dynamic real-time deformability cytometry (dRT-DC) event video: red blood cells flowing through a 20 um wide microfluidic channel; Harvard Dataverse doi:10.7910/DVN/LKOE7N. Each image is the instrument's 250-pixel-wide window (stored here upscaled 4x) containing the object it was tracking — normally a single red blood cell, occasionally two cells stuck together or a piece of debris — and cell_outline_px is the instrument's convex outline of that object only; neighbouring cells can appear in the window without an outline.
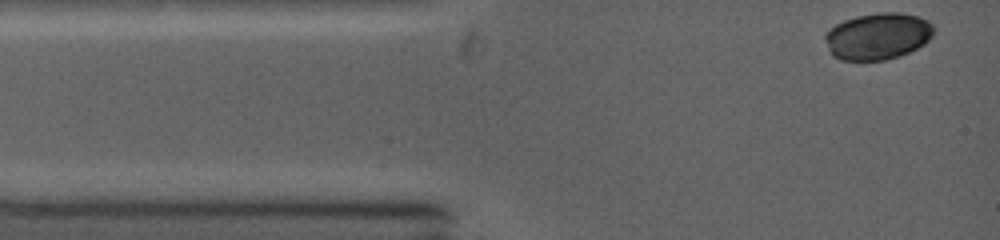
{"species": "common noctule bat (a hibernating species)", "species_latin": "Nyctalus noctula", "temperature_condition": "warm", "stored_images_in_passage": 52, "camera_frame_rate_fps": 5000, "um_per_image_px": 0.085, "animal": {"sex": "female", "body_mass_g": 19.0, "forearm_length_mm": 53.3}, "frame": {"image": 1, "passage_image": 1, "time_ms": 0.0, "image_size_px": [1000, 240], "cell_outline_px": [[932, 36], [924, 44], [900, 56], [884, 60], [840, 60], [832, 56], [828, 48], [824, 36], [836, 24], [844, 20], [856, 16], [880, 12], [896, 12], [916, 16], [932, 24]], "centroid_in_image_um": [74.58, 3.09], "position_along_channel_um": 10.4, "area_um2": 29.25}}
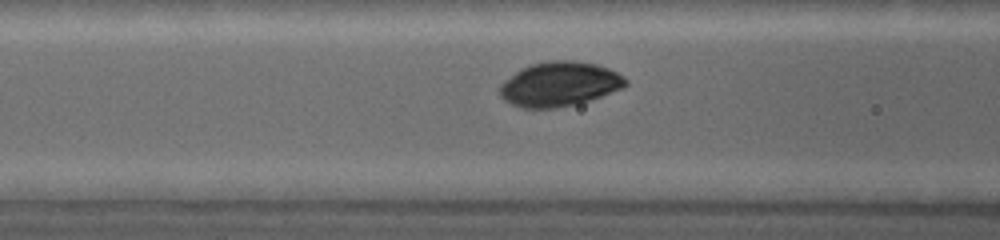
{"frame": {"image": 2, "passage_image": 19, "time_ms": 3.6, "image_size_px": [1000, 240], "cell_outline_px": [[628, 84], [620, 88], [600, 96], [588, 100], [556, 108], [520, 108], [504, 100], [500, 92], [500, 88], [520, 68], [532, 64], [548, 60], [572, 60], [596, 64], [608, 68], [624, 76]], "centroid_in_image_um": [47.56, 7.14], "position_along_channel_um": 119.0, "area_um2": 32.02}}
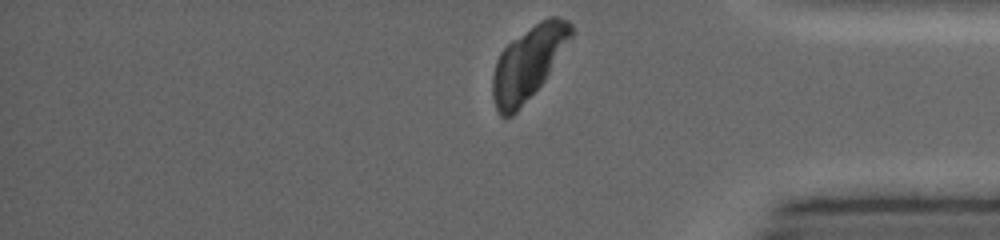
{"frame": {"image": 3, "passage_image": 52, "time_ms": 10.2, "image_size_px": [1000, 240], "cell_outline_px": [[572, 36], [544, 80], [516, 112], [512, 116], [500, 116], [496, 108], [492, 96], [492, 76], [496, 60], [500, 52], [512, 40], [540, 20], [548, 16], [556, 16], [568, 20], [572, 24]], "centroid_in_image_um": [44.87, 5.33], "position_along_channel_um": 390.3, "area_um2": 32.89}}